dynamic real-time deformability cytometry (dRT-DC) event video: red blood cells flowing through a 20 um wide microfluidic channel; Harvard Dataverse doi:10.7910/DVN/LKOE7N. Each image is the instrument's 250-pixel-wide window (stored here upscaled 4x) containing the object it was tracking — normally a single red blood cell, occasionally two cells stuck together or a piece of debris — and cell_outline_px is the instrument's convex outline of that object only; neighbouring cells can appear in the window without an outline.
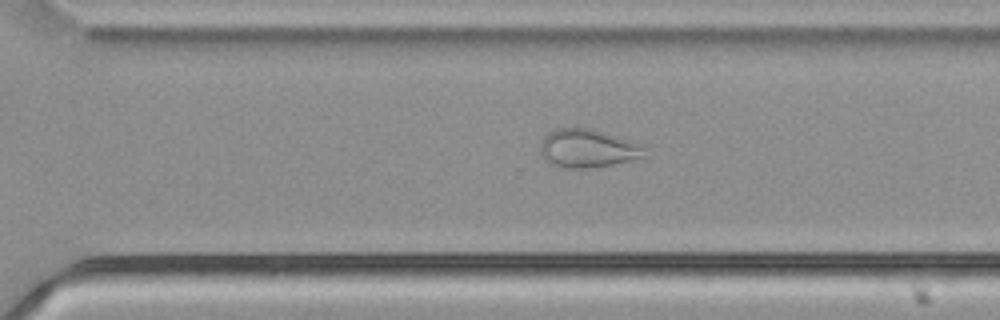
{"species": "common noctule bat (a hibernating species)", "species_latin": "Nyctalus noctula", "temperature_condition": "cold", "stored_images_in_passage": 54, "camera_frame_rate_fps": 3000, "um_per_image_px": 0.085, "animal": {"sex": "male", "body_mass_g": 21.5, "forearm_length_mm": 52.0}, "frame": {"image": 1, "passage_image": 38, "time_ms": 12.333, "image_size_px": [1000, 320], "cell_outline_px": [[648, 156], [612, 164], [588, 168], [560, 168], [548, 164], [544, 160], [540, 152], [540, 144], [544, 136], [548, 132], [556, 128], [592, 128], [632, 140], [648, 148]], "centroid_in_image_um": [49.96, 12.61], "position_along_channel_um": 320.6, "area_um2": 23.87}}
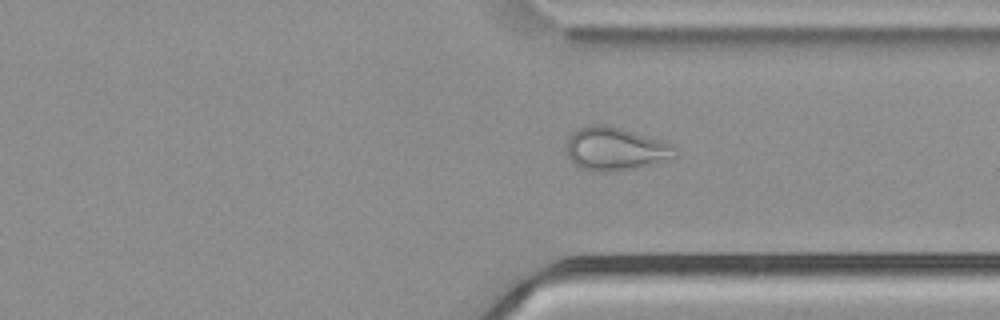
{"frame": {"image": 2, "passage_image": 41, "time_ms": 13.333, "image_size_px": [1000, 320], "cell_outline_px": [[676, 156], [656, 164], [636, 168], [608, 172], [596, 172], [576, 168], [564, 152], [564, 148], [568, 136], [576, 128], [588, 124], [604, 124], [620, 128], [660, 140], [672, 144]], "centroid_in_image_um": [52.19, 12.67], "position_along_channel_um": 359.2, "area_um2": 27.92}}
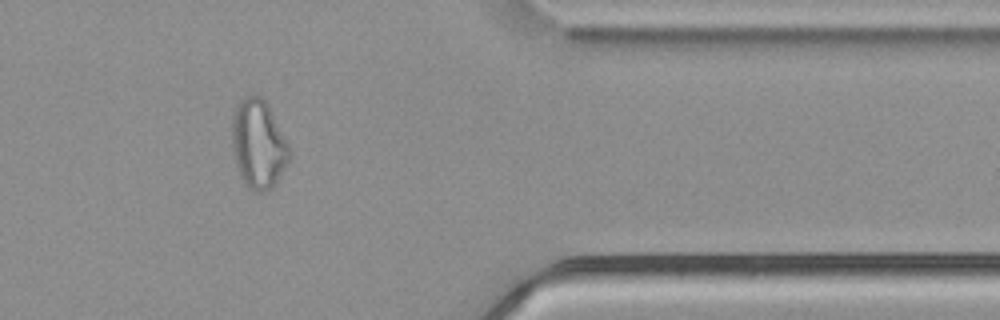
{"frame": {"image": 3, "passage_image": 45, "time_ms": 14.667, "image_size_px": [1000, 320], "cell_outline_px": [[292, 156], [276, 180], [264, 192], [256, 192], [240, 176], [236, 164], [232, 144], [232, 112], [236, 104], [244, 96], [260, 96], [264, 100], [288, 144]], "centroid_in_image_um": [21.93, 12.21], "position_along_channel_um": 389.5, "area_um2": 28.96}}